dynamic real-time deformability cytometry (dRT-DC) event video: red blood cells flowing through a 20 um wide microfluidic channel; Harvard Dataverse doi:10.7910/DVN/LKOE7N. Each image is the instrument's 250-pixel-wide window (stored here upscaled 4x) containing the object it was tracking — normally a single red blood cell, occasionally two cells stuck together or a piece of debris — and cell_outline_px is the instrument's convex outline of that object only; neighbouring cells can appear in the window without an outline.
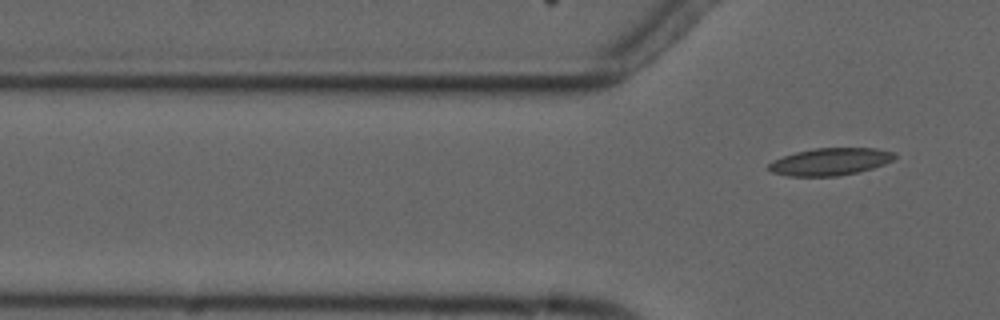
{"species": "common noctule bat (a hibernating species)", "species_latin": "Nyctalus noctula", "temperature_condition": "cold", "stored_images_in_passage": 7, "camera_frame_rate_fps": 3000, "um_per_image_px": 0.085, "animal": {"sex": "male", "forearm_length_mm": 52.5}, "frame": {"image": 1, "passage_image": 7, "time_ms": 7.0, "image_size_px": [1000, 320], "cell_outline_px": [[896, 156], [892, 160], [884, 164], [872, 168], [856, 172], [836, 176], [788, 176], [772, 172], [764, 168], [772, 160], [796, 152], [812, 148], [876, 148], [896, 152]], "centroid_in_image_um": [70.53, 13.73], "position_along_channel_um": 55.3, "area_um2": 20.11}}